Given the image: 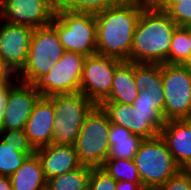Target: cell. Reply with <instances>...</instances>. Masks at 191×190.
I'll return each mask as SVG.
<instances>
[{
	"label": "cell",
	"instance_id": "6da1fadb",
	"mask_svg": "<svg viewBox=\"0 0 191 190\" xmlns=\"http://www.w3.org/2000/svg\"><path fill=\"white\" fill-rule=\"evenodd\" d=\"M149 0H128L95 14L97 53L121 61H130L135 29L141 11Z\"/></svg>",
	"mask_w": 191,
	"mask_h": 190
},
{
	"label": "cell",
	"instance_id": "7a4b0ae2",
	"mask_svg": "<svg viewBox=\"0 0 191 190\" xmlns=\"http://www.w3.org/2000/svg\"><path fill=\"white\" fill-rule=\"evenodd\" d=\"M177 24L163 11L149 3L142 11L135 29L130 62L168 63L171 40Z\"/></svg>",
	"mask_w": 191,
	"mask_h": 190
},
{
	"label": "cell",
	"instance_id": "3957f363",
	"mask_svg": "<svg viewBox=\"0 0 191 190\" xmlns=\"http://www.w3.org/2000/svg\"><path fill=\"white\" fill-rule=\"evenodd\" d=\"M111 122L100 105H95L87 114L75 143L81 167L101 169L107 159Z\"/></svg>",
	"mask_w": 191,
	"mask_h": 190
},
{
	"label": "cell",
	"instance_id": "277c9868",
	"mask_svg": "<svg viewBox=\"0 0 191 190\" xmlns=\"http://www.w3.org/2000/svg\"><path fill=\"white\" fill-rule=\"evenodd\" d=\"M65 51L90 56L97 53V26L95 15L85 12L56 10L50 24Z\"/></svg>",
	"mask_w": 191,
	"mask_h": 190
},
{
	"label": "cell",
	"instance_id": "5b68a950",
	"mask_svg": "<svg viewBox=\"0 0 191 190\" xmlns=\"http://www.w3.org/2000/svg\"><path fill=\"white\" fill-rule=\"evenodd\" d=\"M54 107L52 144L75 145L83 122L95 104L83 93L47 97Z\"/></svg>",
	"mask_w": 191,
	"mask_h": 190
},
{
	"label": "cell",
	"instance_id": "8992f818",
	"mask_svg": "<svg viewBox=\"0 0 191 190\" xmlns=\"http://www.w3.org/2000/svg\"><path fill=\"white\" fill-rule=\"evenodd\" d=\"M133 160L143 187L160 188L182 170L160 135L144 139Z\"/></svg>",
	"mask_w": 191,
	"mask_h": 190
},
{
	"label": "cell",
	"instance_id": "52a82bcc",
	"mask_svg": "<svg viewBox=\"0 0 191 190\" xmlns=\"http://www.w3.org/2000/svg\"><path fill=\"white\" fill-rule=\"evenodd\" d=\"M64 52L56 30L50 24L34 29L27 62L15 75L16 79L33 84L40 76L49 72Z\"/></svg>",
	"mask_w": 191,
	"mask_h": 190
},
{
	"label": "cell",
	"instance_id": "ba28073f",
	"mask_svg": "<svg viewBox=\"0 0 191 190\" xmlns=\"http://www.w3.org/2000/svg\"><path fill=\"white\" fill-rule=\"evenodd\" d=\"M164 120L191 119V73L180 64H161Z\"/></svg>",
	"mask_w": 191,
	"mask_h": 190
},
{
	"label": "cell",
	"instance_id": "9c48e42d",
	"mask_svg": "<svg viewBox=\"0 0 191 190\" xmlns=\"http://www.w3.org/2000/svg\"><path fill=\"white\" fill-rule=\"evenodd\" d=\"M85 59V55L65 51L49 72L32 84L34 89L41 97L79 92Z\"/></svg>",
	"mask_w": 191,
	"mask_h": 190
},
{
	"label": "cell",
	"instance_id": "30bf717a",
	"mask_svg": "<svg viewBox=\"0 0 191 190\" xmlns=\"http://www.w3.org/2000/svg\"><path fill=\"white\" fill-rule=\"evenodd\" d=\"M100 106L107 113L112 124L120 125L144 139L159 136L165 123L163 114L159 110L135 108L117 102H102Z\"/></svg>",
	"mask_w": 191,
	"mask_h": 190
},
{
	"label": "cell",
	"instance_id": "8fae6325",
	"mask_svg": "<svg viewBox=\"0 0 191 190\" xmlns=\"http://www.w3.org/2000/svg\"><path fill=\"white\" fill-rule=\"evenodd\" d=\"M122 61L100 55L87 56L79 92L83 93L95 105H100L110 94L116 67Z\"/></svg>",
	"mask_w": 191,
	"mask_h": 190
},
{
	"label": "cell",
	"instance_id": "7c38bea8",
	"mask_svg": "<svg viewBox=\"0 0 191 190\" xmlns=\"http://www.w3.org/2000/svg\"><path fill=\"white\" fill-rule=\"evenodd\" d=\"M56 13L54 0H0L5 22L36 29L51 24Z\"/></svg>",
	"mask_w": 191,
	"mask_h": 190
},
{
	"label": "cell",
	"instance_id": "4fadbf2b",
	"mask_svg": "<svg viewBox=\"0 0 191 190\" xmlns=\"http://www.w3.org/2000/svg\"><path fill=\"white\" fill-rule=\"evenodd\" d=\"M34 29L5 22L0 25V59L17 75L25 66Z\"/></svg>",
	"mask_w": 191,
	"mask_h": 190
},
{
	"label": "cell",
	"instance_id": "5bb4252c",
	"mask_svg": "<svg viewBox=\"0 0 191 190\" xmlns=\"http://www.w3.org/2000/svg\"><path fill=\"white\" fill-rule=\"evenodd\" d=\"M134 81L139 95L132 106L159 110L164 117L165 96L161 64L134 63Z\"/></svg>",
	"mask_w": 191,
	"mask_h": 190
},
{
	"label": "cell",
	"instance_id": "9a60e30c",
	"mask_svg": "<svg viewBox=\"0 0 191 190\" xmlns=\"http://www.w3.org/2000/svg\"><path fill=\"white\" fill-rule=\"evenodd\" d=\"M16 80L18 84L10 92L2 130H24L34 104L41 97L32 84Z\"/></svg>",
	"mask_w": 191,
	"mask_h": 190
},
{
	"label": "cell",
	"instance_id": "2e32d148",
	"mask_svg": "<svg viewBox=\"0 0 191 190\" xmlns=\"http://www.w3.org/2000/svg\"><path fill=\"white\" fill-rule=\"evenodd\" d=\"M54 118L52 102L47 97H40L34 104L24 129L35 150L52 144Z\"/></svg>",
	"mask_w": 191,
	"mask_h": 190
},
{
	"label": "cell",
	"instance_id": "e0dca14e",
	"mask_svg": "<svg viewBox=\"0 0 191 190\" xmlns=\"http://www.w3.org/2000/svg\"><path fill=\"white\" fill-rule=\"evenodd\" d=\"M182 170H191V119L166 121L160 131Z\"/></svg>",
	"mask_w": 191,
	"mask_h": 190
},
{
	"label": "cell",
	"instance_id": "ac0fdd59",
	"mask_svg": "<svg viewBox=\"0 0 191 190\" xmlns=\"http://www.w3.org/2000/svg\"><path fill=\"white\" fill-rule=\"evenodd\" d=\"M46 179L80 168V159L73 145L50 144L36 149Z\"/></svg>",
	"mask_w": 191,
	"mask_h": 190
},
{
	"label": "cell",
	"instance_id": "d6986e66",
	"mask_svg": "<svg viewBox=\"0 0 191 190\" xmlns=\"http://www.w3.org/2000/svg\"><path fill=\"white\" fill-rule=\"evenodd\" d=\"M139 95L134 81V62L122 61L115 69L109 96L103 102L133 105Z\"/></svg>",
	"mask_w": 191,
	"mask_h": 190
},
{
	"label": "cell",
	"instance_id": "ffe728a7",
	"mask_svg": "<svg viewBox=\"0 0 191 190\" xmlns=\"http://www.w3.org/2000/svg\"><path fill=\"white\" fill-rule=\"evenodd\" d=\"M108 135L110 150L107 158L133 160L141 143L144 141L143 137L112 123Z\"/></svg>",
	"mask_w": 191,
	"mask_h": 190
},
{
	"label": "cell",
	"instance_id": "44dd1931",
	"mask_svg": "<svg viewBox=\"0 0 191 190\" xmlns=\"http://www.w3.org/2000/svg\"><path fill=\"white\" fill-rule=\"evenodd\" d=\"M9 179L13 190H41L47 186V179L36 154L27 157Z\"/></svg>",
	"mask_w": 191,
	"mask_h": 190
},
{
	"label": "cell",
	"instance_id": "7402d4cb",
	"mask_svg": "<svg viewBox=\"0 0 191 190\" xmlns=\"http://www.w3.org/2000/svg\"><path fill=\"white\" fill-rule=\"evenodd\" d=\"M91 170L80 167L47 180L50 190H84L88 187Z\"/></svg>",
	"mask_w": 191,
	"mask_h": 190
},
{
	"label": "cell",
	"instance_id": "603a6c76",
	"mask_svg": "<svg viewBox=\"0 0 191 190\" xmlns=\"http://www.w3.org/2000/svg\"><path fill=\"white\" fill-rule=\"evenodd\" d=\"M191 53V29L177 27L173 33L168 54V64L182 65Z\"/></svg>",
	"mask_w": 191,
	"mask_h": 190
},
{
	"label": "cell",
	"instance_id": "cb8c5ba5",
	"mask_svg": "<svg viewBox=\"0 0 191 190\" xmlns=\"http://www.w3.org/2000/svg\"><path fill=\"white\" fill-rule=\"evenodd\" d=\"M102 169L115 181L142 183L134 160L107 158Z\"/></svg>",
	"mask_w": 191,
	"mask_h": 190
},
{
	"label": "cell",
	"instance_id": "d4e9b609",
	"mask_svg": "<svg viewBox=\"0 0 191 190\" xmlns=\"http://www.w3.org/2000/svg\"><path fill=\"white\" fill-rule=\"evenodd\" d=\"M25 153L14 150V147L5 144L0 139V175L10 176L14 174L27 159Z\"/></svg>",
	"mask_w": 191,
	"mask_h": 190
},
{
	"label": "cell",
	"instance_id": "484cf974",
	"mask_svg": "<svg viewBox=\"0 0 191 190\" xmlns=\"http://www.w3.org/2000/svg\"><path fill=\"white\" fill-rule=\"evenodd\" d=\"M0 139L28 157L35 154L36 150L30 144L24 130H0Z\"/></svg>",
	"mask_w": 191,
	"mask_h": 190
},
{
	"label": "cell",
	"instance_id": "4316f807",
	"mask_svg": "<svg viewBox=\"0 0 191 190\" xmlns=\"http://www.w3.org/2000/svg\"><path fill=\"white\" fill-rule=\"evenodd\" d=\"M165 13L177 24V26H191V0H178V2L172 4Z\"/></svg>",
	"mask_w": 191,
	"mask_h": 190
},
{
	"label": "cell",
	"instance_id": "83f0119b",
	"mask_svg": "<svg viewBox=\"0 0 191 190\" xmlns=\"http://www.w3.org/2000/svg\"><path fill=\"white\" fill-rule=\"evenodd\" d=\"M116 186L117 181L102 168L91 170L88 180L90 190H116Z\"/></svg>",
	"mask_w": 191,
	"mask_h": 190
},
{
	"label": "cell",
	"instance_id": "f1b7e54d",
	"mask_svg": "<svg viewBox=\"0 0 191 190\" xmlns=\"http://www.w3.org/2000/svg\"><path fill=\"white\" fill-rule=\"evenodd\" d=\"M161 190H191V170H181L177 175L169 178Z\"/></svg>",
	"mask_w": 191,
	"mask_h": 190
},
{
	"label": "cell",
	"instance_id": "f546056e",
	"mask_svg": "<svg viewBox=\"0 0 191 190\" xmlns=\"http://www.w3.org/2000/svg\"><path fill=\"white\" fill-rule=\"evenodd\" d=\"M56 10L89 13V0H54Z\"/></svg>",
	"mask_w": 191,
	"mask_h": 190
},
{
	"label": "cell",
	"instance_id": "4dcf8cb0",
	"mask_svg": "<svg viewBox=\"0 0 191 190\" xmlns=\"http://www.w3.org/2000/svg\"><path fill=\"white\" fill-rule=\"evenodd\" d=\"M14 76H13V79L12 81L10 80L9 82L7 83H2L0 84V130H2V122H3V119H4V112L6 111L7 109V101H8V98L10 96V92L12 90V88L16 85L13 81L14 80Z\"/></svg>",
	"mask_w": 191,
	"mask_h": 190
},
{
	"label": "cell",
	"instance_id": "1f68e13d",
	"mask_svg": "<svg viewBox=\"0 0 191 190\" xmlns=\"http://www.w3.org/2000/svg\"><path fill=\"white\" fill-rule=\"evenodd\" d=\"M128 0H89V13L97 14L111 7L121 5Z\"/></svg>",
	"mask_w": 191,
	"mask_h": 190
},
{
	"label": "cell",
	"instance_id": "d6a6232c",
	"mask_svg": "<svg viewBox=\"0 0 191 190\" xmlns=\"http://www.w3.org/2000/svg\"><path fill=\"white\" fill-rule=\"evenodd\" d=\"M13 72L0 59V84L7 83L12 80Z\"/></svg>",
	"mask_w": 191,
	"mask_h": 190
},
{
	"label": "cell",
	"instance_id": "836d02e7",
	"mask_svg": "<svg viewBox=\"0 0 191 190\" xmlns=\"http://www.w3.org/2000/svg\"><path fill=\"white\" fill-rule=\"evenodd\" d=\"M142 183H132L128 181H117L116 190H142Z\"/></svg>",
	"mask_w": 191,
	"mask_h": 190
},
{
	"label": "cell",
	"instance_id": "e575fe53",
	"mask_svg": "<svg viewBox=\"0 0 191 190\" xmlns=\"http://www.w3.org/2000/svg\"><path fill=\"white\" fill-rule=\"evenodd\" d=\"M149 2L158 10L165 12L172 4L178 0H149Z\"/></svg>",
	"mask_w": 191,
	"mask_h": 190
},
{
	"label": "cell",
	"instance_id": "d590c367",
	"mask_svg": "<svg viewBox=\"0 0 191 190\" xmlns=\"http://www.w3.org/2000/svg\"><path fill=\"white\" fill-rule=\"evenodd\" d=\"M0 190H13L8 176L0 175Z\"/></svg>",
	"mask_w": 191,
	"mask_h": 190
},
{
	"label": "cell",
	"instance_id": "8d00e7d4",
	"mask_svg": "<svg viewBox=\"0 0 191 190\" xmlns=\"http://www.w3.org/2000/svg\"><path fill=\"white\" fill-rule=\"evenodd\" d=\"M191 73V53L187 60L182 64Z\"/></svg>",
	"mask_w": 191,
	"mask_h": 190
},
{
	"label": "cell",
	"instance_id": "74e56055",
	"mask_svg": "<svg viewBox=\"0 0 191 190\" xmlns=\"http://www.w3.org/2000/svg\"><path fill=\"white\" fill-rule=\"evenodd\" d=\"M142 190H161L160 188L143 187Z\"/></svg>",
	"mask_w": 191,
	"mask_h": 190
},
{
	"label": "cell",
	"instance_id": "f35d334b",
	"mask_svg": "<svg viewBox=\"0 0 191 190\" xmlns=\"http://www.w3.org/2000/svg\"><path fill=\"white\" fill-rule=\"evenodd\" d=\"M41 190H50V189L48 188V186H46L45 188H43Z\"/></svg>",
	"mask_w": 191,
	"mask_h": 190
}]
</instances>
